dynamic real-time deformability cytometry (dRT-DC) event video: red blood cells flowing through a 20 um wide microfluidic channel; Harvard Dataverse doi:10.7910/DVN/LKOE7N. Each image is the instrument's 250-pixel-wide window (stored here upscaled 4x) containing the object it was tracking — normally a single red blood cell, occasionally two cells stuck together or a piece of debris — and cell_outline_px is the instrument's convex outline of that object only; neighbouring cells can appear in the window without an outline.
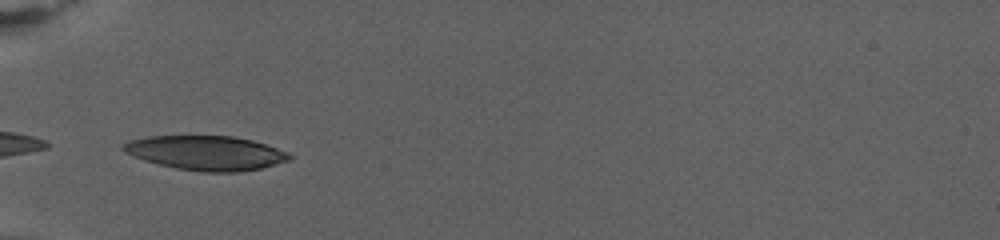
{"species": "human", "species_latin": "Homo sapiens", "temperature_condition": "warm", "stored_images_in_passage": 50, "camera_frame_rate_fps": 3000, "um_per_image_px": 0.085, "donor": {"sex": "female"}, "frame": {"image": 1, "passage_image": 1, "time_ms": 0.0, "image_size_px": [1000, 240], "cell_outline_px": [[292, 156], [288, 160], [260, 168], [236, 172], [200, 172], [176, 168], [144, 160], [132, 156], [124, 152], [120, 148], [120, 144], [132, 140], [148, 136], [232, 136], [252, 140], [288, 152]], "centroid_in_image_um": [17.45, 12.99], "position_along_channel_um": 67.5, "area_um2": 33.12}}
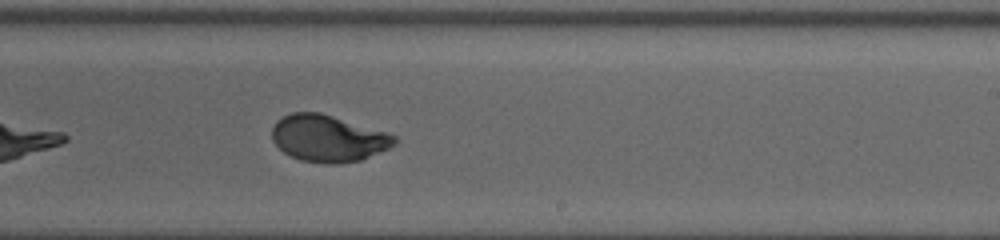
{"frame": {"image": 2, "passage_image": 23, "time_ms": 7.333, "image_size_px": [1000, 240], "cell_outline_px": [[396, 144], [388, 148], [360, 160], [336, 164], [324, 164], [300, 160], [284, 152], [272, 140], [272, 128], [276, 120], [292, 112], [320, 112], [388, 132], [396, 136]], "centroid_in_image_um": [27.88, 11.75], "position_along_channel_um": 261.1, "area_um2": 33.35}}
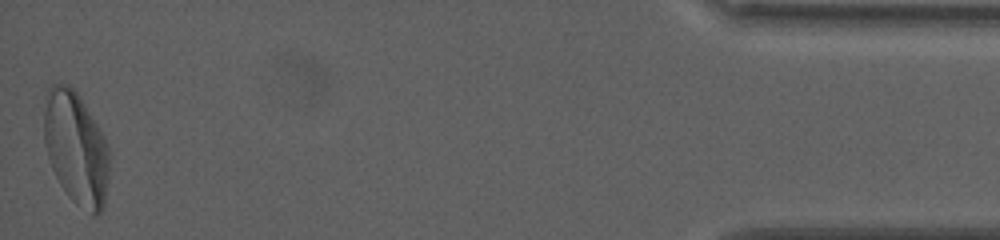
{"frame": {"image": 3, "passage_image": 50, "time_ms": 16.333, "image_size_px": [1000, 240], "cell_outline_px": [[108, 176], [104, 208], [96, 216], [92, 216], [76, 204], [68, 196], [60, 184], [52, 168], [48, 156], [44, 140], [44, 112], [48, 88], [52, 84], [68, 84], [80, 96], [104, 136], [108, 148]], "centroid_in_image_um": [6.46, 12.62], "position_along_channel_um": 428.7, "area_um2": 42.89}, "authors_computed_cell_mechanics": {"area_um2": 33.9864, "velocity_mm_per_s": 2.7212, "shape_relaxation_time_tau1_ms": 5.863, "shape_relaxation_time_tau2_ms": null, "deformation_change_tau1": 0.2283, "deformation_change_tau2": null}}